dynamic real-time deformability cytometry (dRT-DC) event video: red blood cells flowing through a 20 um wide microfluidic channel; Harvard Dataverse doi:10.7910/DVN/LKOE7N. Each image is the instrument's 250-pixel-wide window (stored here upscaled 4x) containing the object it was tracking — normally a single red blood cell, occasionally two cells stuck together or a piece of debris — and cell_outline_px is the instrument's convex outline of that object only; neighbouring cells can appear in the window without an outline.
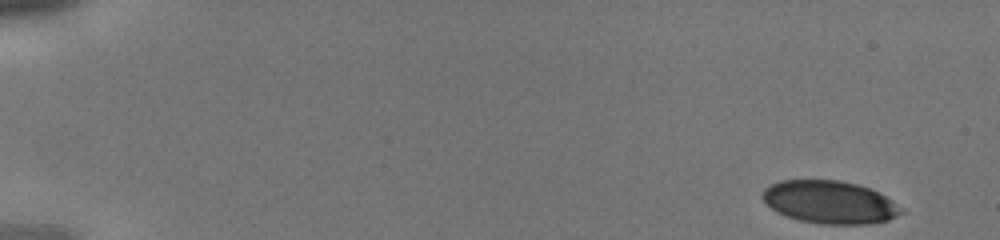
{"species": "human", "species_latin": "Homo sapiens", "temperature_condition": "cold", "stored_images_in_passage": 40, "camera_frame_rate_fps": 3000, "um_per_image_px": 0.085, "donor": {"sex": "male"}, "frame": {"image": 1, "passage_image": 1, "time_ms": 0.0, "image_size_px": [1000, 240], "cell_outline_px": [[908, 212], [888, 220], [868, 224], [820, 224], [800, 220], [776, 212], [760, 196], [764, 188], [780, 180], [840, 180], [856, 184], [868, 188], [892, 200]], "centroid_in_image_um": [70.55, 17.19], "position_along_channel_um": 14.5, "area_um2": 34.62}}
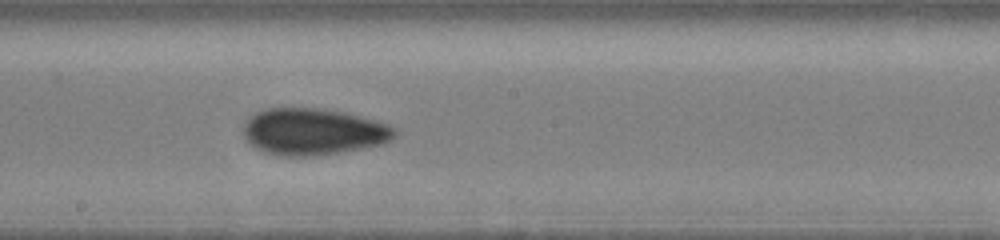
{"frame": {"image": 2, "passage_image": 23, "time_ms": 7.333, "image_size_px": [1000, 240], "cell_outline_px": [[396, 136], [384, 144], [364, 148], [312, 156], [276, 156], [264, 152], [256, 148], [244, 136], [244, 124], [256, 112], [268, 108], [324, 108], [348, 112], [376, 120], [388, 124], [396, 128]], "centroid_in_image_um": [26.67, 11.19], "position_along_channel_um": 221.5, "area_um2": 41.38}}
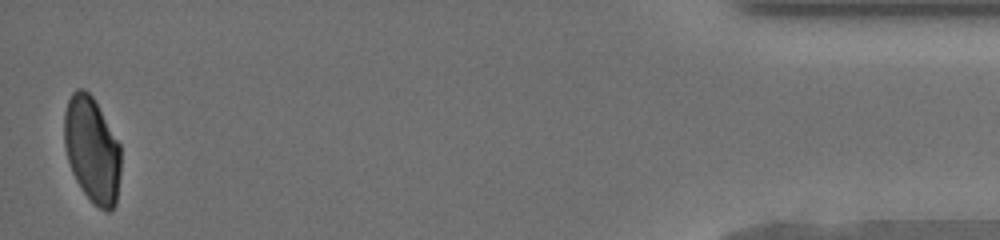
{"frame": {"image": 3, "passage_image": 40, "time_ms": 13.0, "image_size_px": [1000, 240], "cell_outline_px": [[120, 172], [116, 204], [108, 212], [104, 212], [84, 192], [76, 180], [72, 172], [68, 160], [64, 144], [64, 112], [68, 100], [72, 92], [76, 88], [84, 88], [92, 96], [120, 144]], "centroid_in_image_um": [7.81, 12.71], "position_along_channel_um": 427.4, "area_um2": 34.68}}